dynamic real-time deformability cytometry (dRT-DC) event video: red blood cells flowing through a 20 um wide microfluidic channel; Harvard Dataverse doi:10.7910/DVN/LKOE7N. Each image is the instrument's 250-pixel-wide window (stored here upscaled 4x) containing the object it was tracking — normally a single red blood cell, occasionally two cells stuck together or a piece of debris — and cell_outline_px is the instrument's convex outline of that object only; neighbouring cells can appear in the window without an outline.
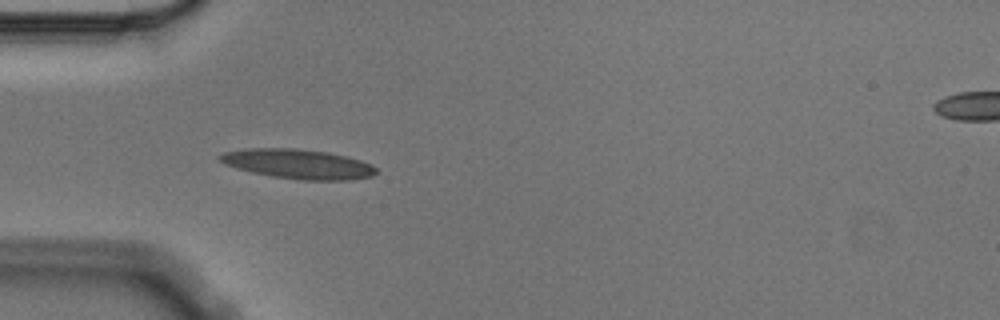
{"species": "Egyptian fruit bat (a non-hibernating species)", "species_latin": "Rousettus aegyptiacus", "temperature_condition": "cold", "stored_images_in_passage": 6, "camera_frame_rate_fps": 3000, "um_per_image_px": 0.085, "animal": {"sex": "male"}, "frame": {"image": 1, "passage_image": 4, "time_ms": 1.0, "image_size_px": [1000, 320], "cell_outline_px": [[380, 172], [372, 176], [352, 180], [300, 180], [272, 176], [252, 172], [236, 168], [224, 164], [216, 156], [224, 152], [248, 148], [296, 148], [328, 152], [348, 156], [372, 164]], "centroid_in_image_um": [25.37, 13.94], "position_along_channel_um": 59.6, "area_um2": 27.22}}
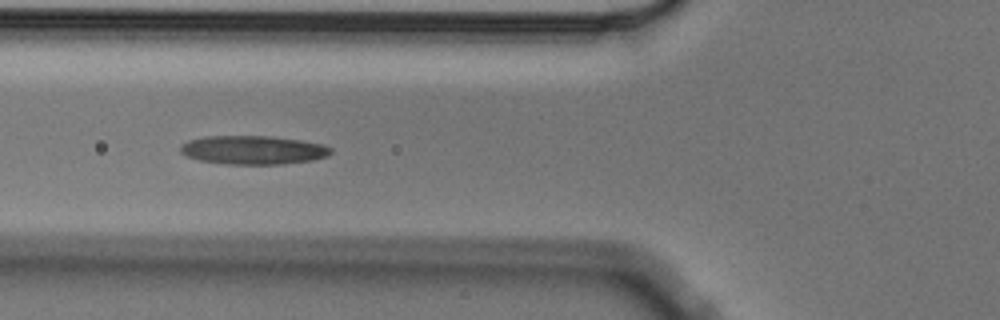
{"frame": {"image": 2, "passage_image": 5, "time_ms": 1.333, "image_size_px": [1000, 320], "cell_outline_px": [[332, 152], [328, 156], [312, 160], [284, 164], [228, 164], [200, 160], [188, 156], [180, 152], [180, 144], [188, 140], [204, 136], [272, 136], [300, 140], [324, 144], [332, 148]], "centroid_in_image_um": [21.53, 12.74], "position_along_channel_um": 104.3, "area_um2": 25.26}}
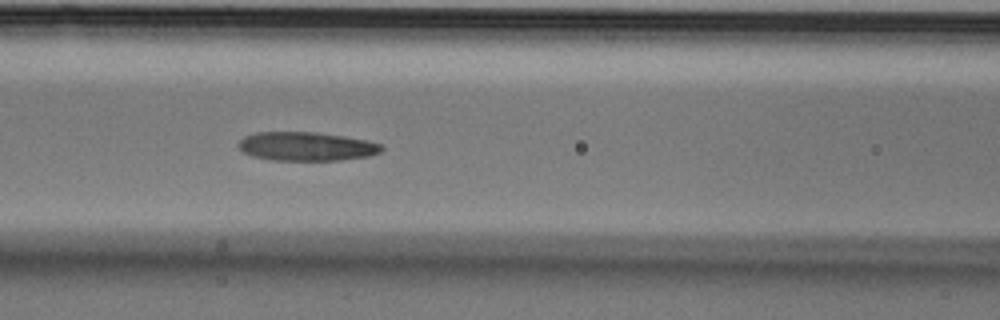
{"frame": {"image": 3, "passage_image": 6, "time_ms": 1.667, "image_size_px": [1000, 320], "cell_outline_px": [[384, 148], [380, 152], [368, 156], [340, 160], [272, 160], [252, 156], [244, 152], [236, 144], [244, 136], [256, 132], [316, 132], [344, 136], [364, 140], [380, 144]], "centroid_in_image_um": [26.01, 12.44], "position_along_channel_um": 140.6, "area_um2": 23.93}}